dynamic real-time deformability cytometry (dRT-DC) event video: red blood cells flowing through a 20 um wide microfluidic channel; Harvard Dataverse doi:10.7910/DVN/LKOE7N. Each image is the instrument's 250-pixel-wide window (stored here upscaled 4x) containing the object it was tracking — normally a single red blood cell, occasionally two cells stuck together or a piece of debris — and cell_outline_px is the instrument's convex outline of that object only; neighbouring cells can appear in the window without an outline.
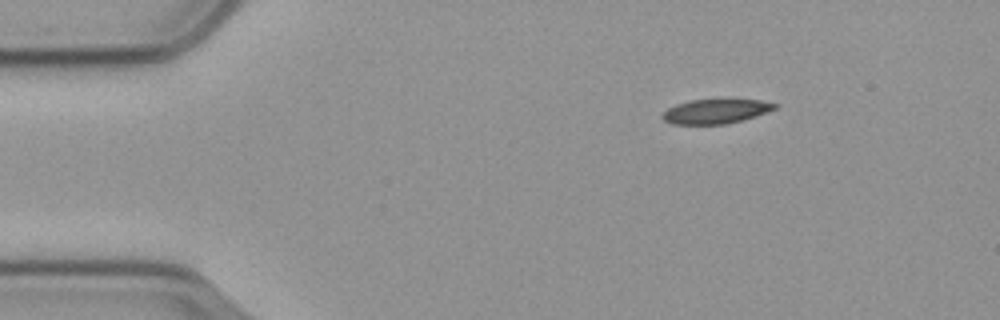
{"species": "common noctule bat (a hibernating species)", "species_latin": "Nyctalus noctula", "temperature_condition": "cold", "stored_images_in_passage": 50, "camera_frame_rate_fps": 3000, "um_per_image_px": 0.085, "animal": {"sex": "male", "body_mass_g": 23.1, "forearm_length_mm": 52.7}, "frame": {"image": 1, "passage_image": 1, "time_ms": 0.0, "image_size_px": [1000, 320], "cell_outline_px": [[780, 104], [776, 108], [768, 112], [744, 120], [724, 124], [672, 124], [664, 120], [660, 116], [668, 108], [676, 104], [688, 100], [760, 100]], "centroid_in_image_um": [60.85, 9.47], "position_along_channel_um": 24.2, "area_um2": 16.01}}
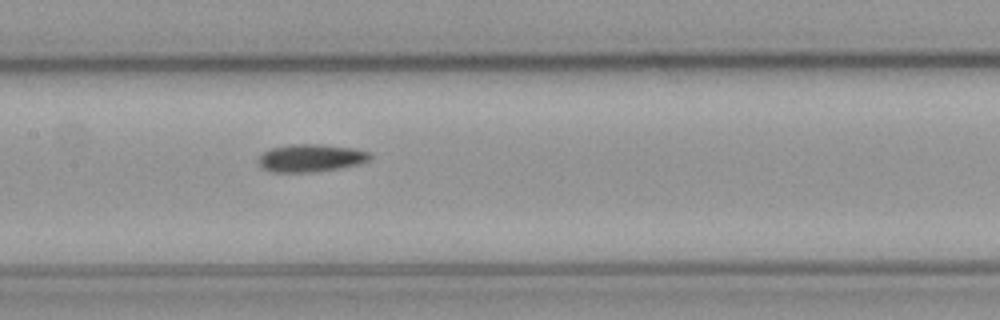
{"frame": {"image": 2, "passage_image": 20, "time_ms": 6.333, "image_size_px": [1000, 320], "cell_outline_px": [[372, 156], [368, 160], [356, 164], [340, 168], [308, 172], [272, 172], [260, 168], [256, 164], [256, 160], [268, 148], [292, 144], [324, 144], [352, 148], [372, 152]], "centroid_in_image_um": [26.35, 13.42], "position_along_channel_um": 181.0, "area_um2": 18.21}}
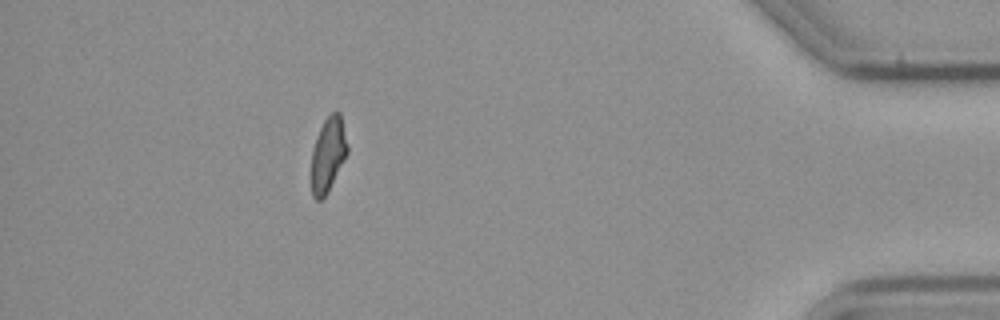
{"frame": {"image": 3, "passage_image": 44, "time_ms": 14.333, "image_size_px": [1000, 320], "cell_outline_px": [[348, 152], [328, 192], [320, 200], [316, 200], [312, 196], [312, 148], [316, 136], [324, 120], [336, 108], [340, 112], [348, 144]], "centroid_in_image_um": [27.89, 13.09], "position_along_channel_um": 407.3, "area_um2": 15.72}, "authors_computed_cell_mechanics": {"area_um2": 17.2244, "velocity_mm_per_s": 3.5472, "shape_relaxation_time_tau1_ms": 11.068, "shape_relaxation_time_tau2_ms": null, "deformation_change_tau1": 0.2028, "deformation_change_tau2": null}}